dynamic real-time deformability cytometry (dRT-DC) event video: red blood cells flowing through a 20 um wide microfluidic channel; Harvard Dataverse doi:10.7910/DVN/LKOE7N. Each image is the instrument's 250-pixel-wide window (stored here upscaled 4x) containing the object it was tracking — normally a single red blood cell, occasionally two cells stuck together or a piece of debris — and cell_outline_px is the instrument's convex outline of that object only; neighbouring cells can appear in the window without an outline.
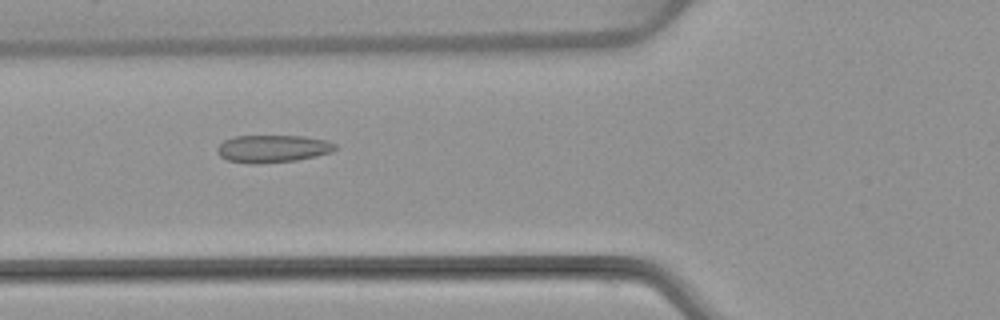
{"species": "common noctule bat (a hibernating species)", "species_latin": "Nyctalus noctula", "temperature_condition": "warm", "stored_images_in_passage": 7, "camera_frame_rate_fps": 3000, "um_per_image_px": 0.085, "animal": {"sex": "female", "body_mass_g": 22.7, "forearm_length_mm": 54.2}, "frame": {"image": 1, "passage_image": 6, "time_ms": 6.0, "image_size_px": [1000, 320], "cell_outline_px": [[336, 148], [332, 152], [316, 156], [296, 160], [256, 164], [248, 164], [228, 160], [220, 156], [216, 152], [216, 148], [224, 140], [236, 136], [304, 136], [328, 140], [336, 144]], "centroid_in_image_um": [23.17, 12.64], "position_along_channel_um": 102.6, "area_um2": 19.02}}
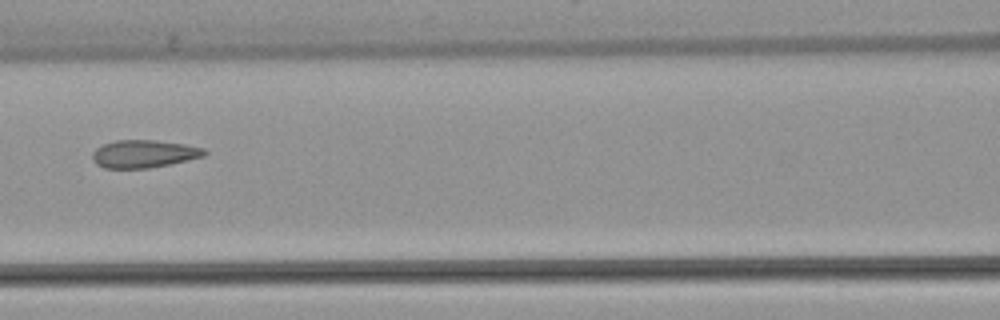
{"frame": {"image": 2, "passage_image": 7, "time_ms": 7.333, "image_size_px": [1000, 320], "cell_outline_px": [[208, 152], [204, 156], [188, 160], [148, 168], [104, 168], [96, 164], [92, 160], [92, 152], [96, 148], [104, 144], [116, 140], [152, 140], [184, 144], [204, 148]], "centroid_in_image_um": [12.21, 13.08], "position_along_channel_um": 154.4, "area_um2": 18.03}}